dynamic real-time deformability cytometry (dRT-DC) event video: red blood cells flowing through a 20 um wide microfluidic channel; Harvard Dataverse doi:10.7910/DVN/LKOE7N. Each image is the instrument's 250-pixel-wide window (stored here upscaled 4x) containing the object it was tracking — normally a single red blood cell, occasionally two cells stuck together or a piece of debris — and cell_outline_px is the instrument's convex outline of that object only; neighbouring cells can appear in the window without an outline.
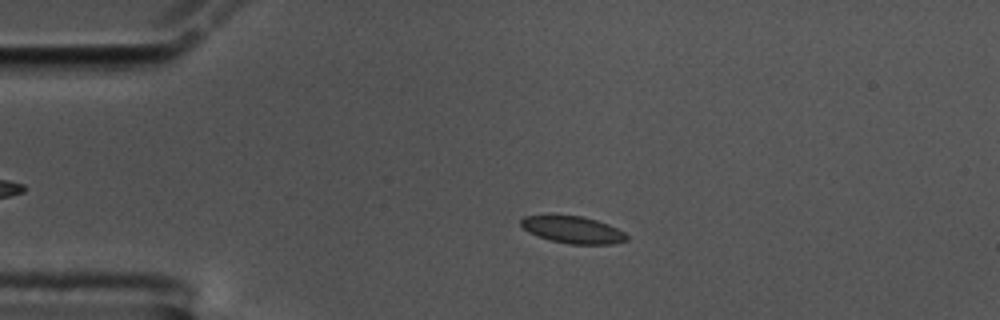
{"species": "common noctule bat (a hibernating species)", "species_latin": "Nyctalus noctula", "temperature_condition": "cold", "stored_images_in_passage": 57, "camera_frame_rate_fps": 3000, "um_per_image_px": 0.085, "animal": {"sex": "male", "body_mass_g": 17.5, "forearm_length_mm": 52.3}, "frame": {"image": 1, "passage_image": 12, "time_ms": 3.667, "image_size_px": [1000, 320], "cell_outline_px": [[628, 240], [612, 244], [568, 244], [536, 236], [528, 232], [520, 224], [520, 220], [524, 216], [584, 216], [608, 224], [624, 232], [628, 236]], "centroid_in_image_um": [48.7, 19.54], "position_along_channel_um": 36.3, "area_um2": 16.53}}
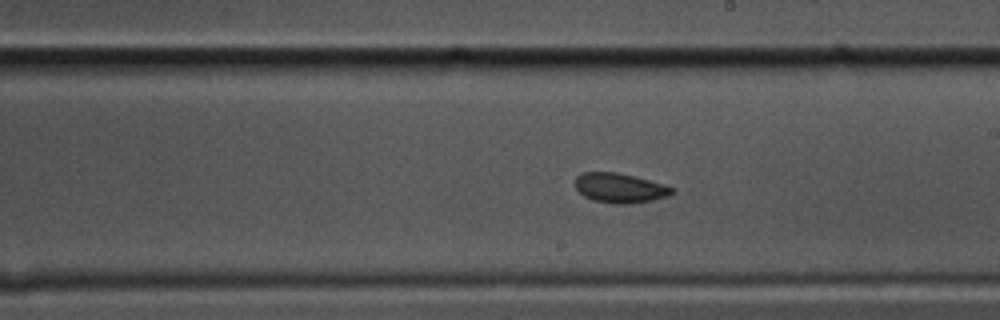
{"frame": {"image": 2, "passage_image": 32, "time_ms": 10.333, "image_size_px": [1000, 320], "cell_outline_px": [[676, 192], [668, 196], [652, 200], [628, 204], [616, 204], [592, 200], [584, 196], [576, 188], [576, 176], [584, 172], [616, 172], [664, 184], [672, 188]], "centroid_in_image_um": [52.69, 15.98], "position_along_channel_um": 236.3, "area_um2": 16.59}}
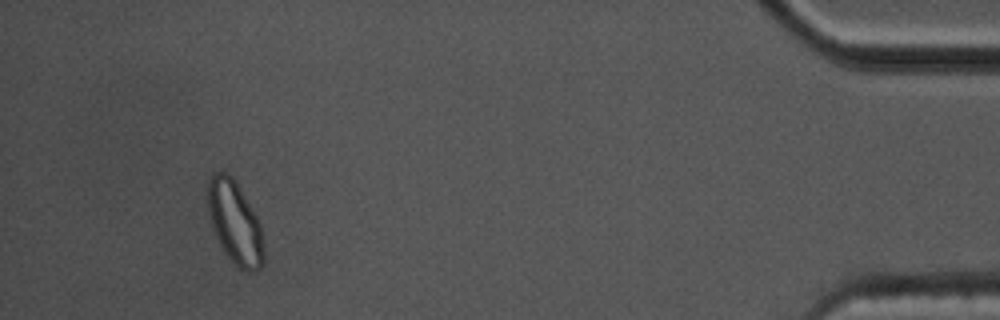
{"frame": {"image": 3, "passage_image": 53, "time_ms": 17.333, "image_size_px": [1000, 320], "cell_outline_px": [[264, 264], [256, 272], [248, 272], [240, 268], [228, 256], [220, 244], [212, 228], [208, 208], [208, 180], [212, 172], [224, 172], [232, 176], [256, 216], [260, 224], [264, 252]], "centroid_in_image_um": [19.97, 18.93], "position_along_channel_um": 415.2, "area_um2": 26.65}, "authors_computed_cell_mechanics": {"area_um2": 16.8776, "velocity_mm_per_s": 3.519, "shape_relaxation_time_tau1_ms": 3.4704, "shape_relaxation_time_tau2_ms": 1.654, "deformation_change_tau1": 0.0812, "deformation_change_tau2": 0.0562}}